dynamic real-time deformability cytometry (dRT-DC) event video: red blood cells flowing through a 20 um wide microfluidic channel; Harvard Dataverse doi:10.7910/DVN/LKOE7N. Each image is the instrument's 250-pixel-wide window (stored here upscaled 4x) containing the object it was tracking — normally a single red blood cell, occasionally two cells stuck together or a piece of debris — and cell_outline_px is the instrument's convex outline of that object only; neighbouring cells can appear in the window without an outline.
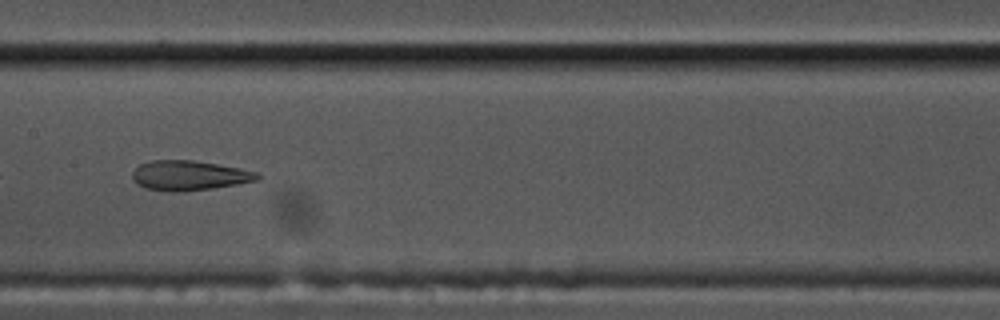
{"species": "common noctule bat (a hibernating species)", "species_latin": "Nyctalus noctula", "temperature_condition": "cold", "stored_images_in_passage": 40, "camera_frame_rate_fps": 3000, "um_per_image_px": 0.085, "animal": {"sex": "male", "body_mass_g": 17.5, "forearm_length_mm": 52.3}, "frame": {"image": 1, "passage_image": 12, "time_ms": 3.667, "image_size_px": [1000, 320], "cell_outline_px": [[260, 176], [256, 180], [236, 184], [212, 188], [180, 192], [172, 192], [148, 188], [136, 184], [132, 180], [132, 172], [140, 164], [152, 160], [192, 160], [240, 168], [260, 172]], "centroid_in_image_um": [16.06, 14.91], "position_along_channel_um": 191.3, "area_um2": 21.62}, "authors_computed_cell_mechanics": {"area_um2": 24.1604, "velocity_mm_per_s": 3.4896, "shape_relaxation_time_tau1_ms": null, "shape_relaxation_time_tau2_ms": 1.8688, "deformation_change_tau1": null, "deformation_change_tau2": 0.0971}}